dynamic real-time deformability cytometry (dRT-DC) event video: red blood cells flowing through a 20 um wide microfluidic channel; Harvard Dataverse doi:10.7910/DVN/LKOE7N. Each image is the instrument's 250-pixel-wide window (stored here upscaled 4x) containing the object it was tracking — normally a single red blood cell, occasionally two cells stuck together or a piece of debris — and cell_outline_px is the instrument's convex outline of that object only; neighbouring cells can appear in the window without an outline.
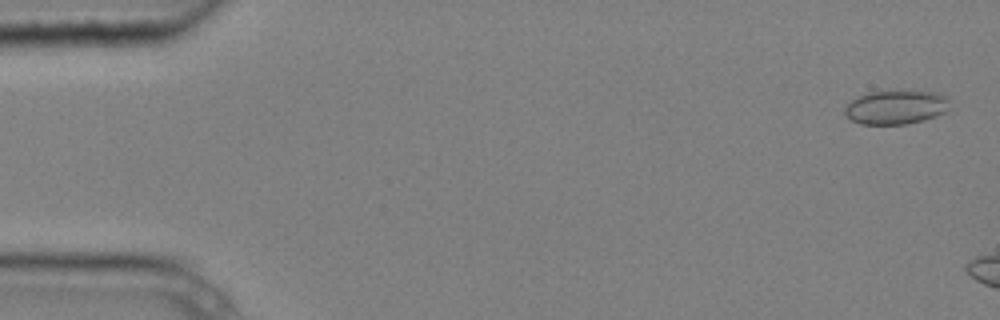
{"species": "common noctule bat (a hibernating species)", "species_latin": "Nyctalus noctula", "temperature_condition": "cold", "stored_images_in_passage": 4, "camera_frame_rate_fps": 3000, "um_per_image_px": 0.085, "animal": {"sex": "male", "body_mass_g": 20.4}, "frame": {"image": 1, "passage_image": 1, "time_ms": 0.0, "image_size_px": [1000, 320], "cell_outline_px": [[948, 108], [944, 112], [936, 116], [924, 120], [904, 124], [860, 124], [852, 120], [844, 112], [844, 108], [852, 100], [868, 92], [940, 92], [948, 96]], "centroid_in_image_um": [76.17, 9.12], "position_along_channel_um": 8.8, "area_um2": 20.4}}